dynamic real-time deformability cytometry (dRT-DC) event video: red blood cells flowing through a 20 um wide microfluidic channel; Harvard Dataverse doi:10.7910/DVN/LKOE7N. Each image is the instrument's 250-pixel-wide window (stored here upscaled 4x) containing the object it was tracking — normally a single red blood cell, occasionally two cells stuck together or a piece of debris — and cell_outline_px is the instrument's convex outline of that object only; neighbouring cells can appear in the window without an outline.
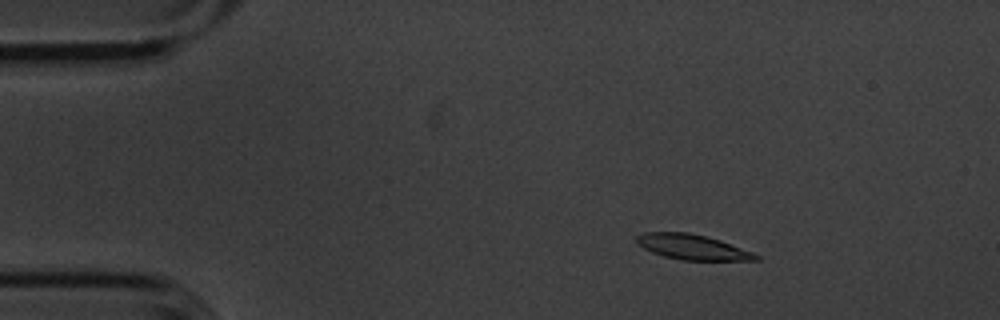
{"species": "common noctule bat (a hibernating species)", "species_latin": "Nyctalus noctula", "temperature_condition": "cold", "stored_images_in_passage": 56, "camera_frame_rate_fps": 3000, "um_per_image_px": 0.085, "animal": {"sex": "male", "body_mass_g": 20.1, "forearm_length_mm": 53.5}, "frame": {"image": 1, "passage_image": 9, "time_ms": 2.667, "image_size_px": [1000, 320], "cell_outline_px": [[760, 260], [680, 260], [664, 256], [652, 252], [636, 244], [636, 236], [644, 232], [688, 232], [708, 236], [720, 240], [752, 252], [760, 256]], "centroid_in_image_um": [58.83, 20.99], "position_along_channel_um": 26.2, "area_um2": 17.51}}
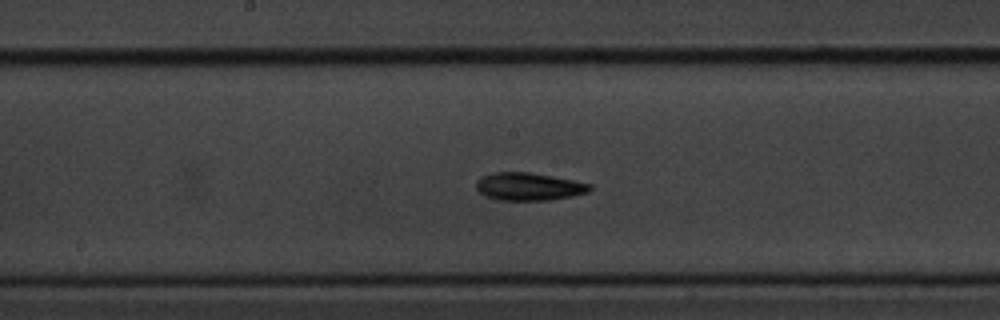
{"frame": {"image": 2, "passage_image": 29, "time_ms": 9.333, "image_size_px": [1000, 320], "cell_outline_px": [[592, 188], [588, 192], [572, 196], [548, 200], [500, 200], [484, 196], [476, 188], [476, 180], [480, 176], [496, 172], [528, 172], [552, 176], [592, 184]], "centroid_in_image_um": [44.92, 15.85], "position_along_channel_um": 203.3, "area_um2": 18.38}}
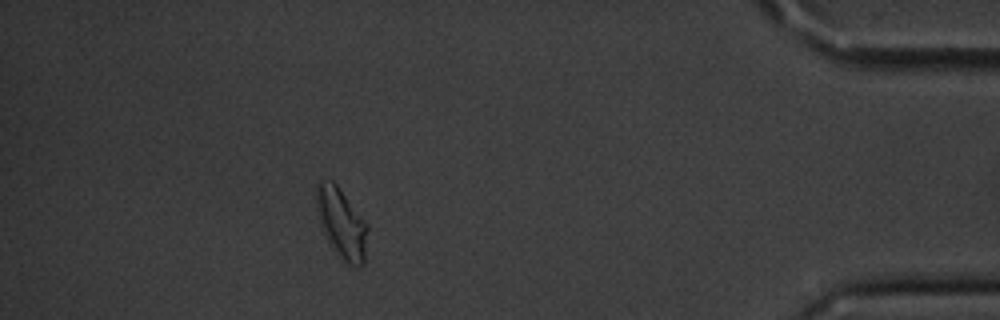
{"frame": {"image": 3, "passage_image": 50, "time_ms": 16.333, "image_size_px": [1000, 320], "cell_outline_px": [[368, 228], [364, 264], [360, 268], [356, 268], [348, 264], [332, 248], [324, 232], [316, 208], [316, 184], [320, 180], [332, 180], [340, 188], [368, 224]], "centroid_in_image_um": [29.05, 18.97], "position_along_channel_um": 406.2, "area_um2": 20.92}, "authors_computed_cell_mechanics": {"area_um2": 18.1781, "velocity_mm_per_s": 3.5922, "shape_relaxation_time_tau1_ms": 3.212, "shape_relaxation_time_tau2_ms": 6.3989, "deformation_change_tau1": 0.1084, "deformation_change_tau2": 0.1266}}